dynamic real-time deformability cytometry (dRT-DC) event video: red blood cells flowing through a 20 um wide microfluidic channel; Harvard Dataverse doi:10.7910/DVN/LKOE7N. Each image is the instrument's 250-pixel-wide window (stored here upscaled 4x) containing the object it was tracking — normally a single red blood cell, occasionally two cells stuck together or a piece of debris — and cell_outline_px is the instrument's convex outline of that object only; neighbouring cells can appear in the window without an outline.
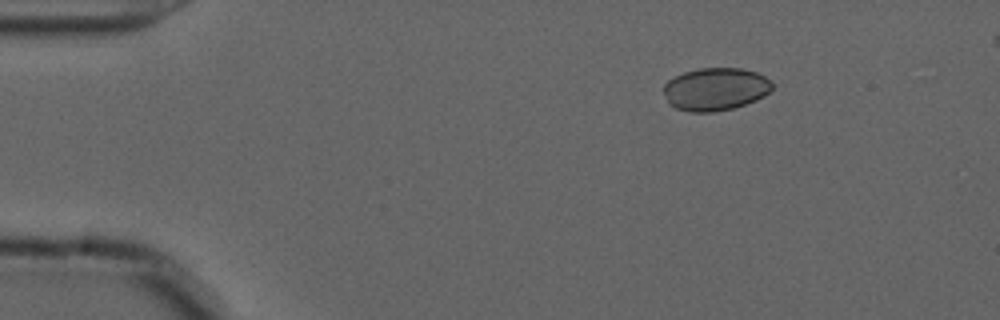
{"species": "common noctule bat (a hibernating species)", "species_latin": "Nyctalus noctula", "temperature_condition": "cold", "stored_images_in_passage": 49, "camera_frame_rate_fps": 3000, "um_per_image_px": 0.085, "animal": {"sex": "male", "forearm_length_mm": 52.5}, "frame": {"image": 1, "passage_image": 1, "time_ms": 0.0, "image_size_px": [1000, 320], "cell_outline_px": [[772, 88], [764, 96], [756, 100], [732, 108], [712, 112], [692, 112], [676, 108], [668, 104], [664, 92], [664, 84], [668, 80], [684, 72], [700, 68], [740, 68], [756, 72], [772, 80]], "centroid_in_image_um": [60.81, 7.57], "position_along_channel_um": 24.2, "area_um2": 26.99}}
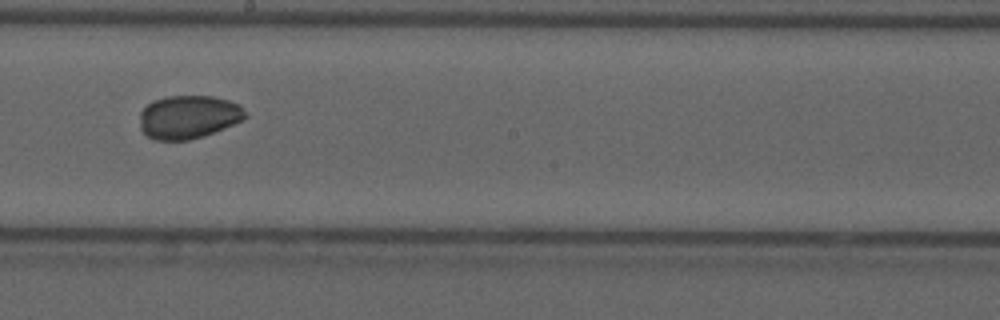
{"frame": {"image": 2, "passage_image": 24, "time_ms": 7.667, "image_size_px": [1000, 320], "cell_outline_px": [[248, 116], [244, 120], [204, 136], [188, 140], [156, 140], [148, 136], [140, 128], [140, 112], [148, 104], [156, 100], [168, 96], [212, 96], [228, 100], [240, 104]], "centroid_in_image_um": [16.05, 9.94], "position_along_channel_um": 232.2, "area_um2": 26.65}}
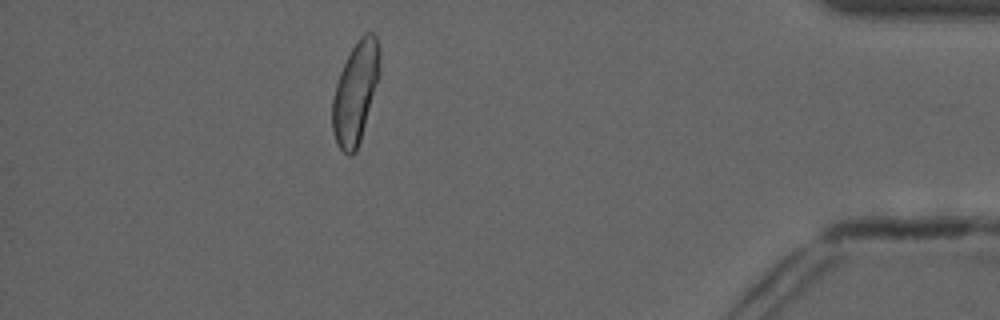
{"frame": {"image": 3, "passage_image": 42, "time_ms": 13.667, "image_size_px": [1000, 320], "cell_outline_px": [[380, 72], [360, 140], [356, 152], [348, 156], [336, 144], [332, 132], [332, 100], [336, 84], [340, 72], [356, 40], [364, 32], [372, 32], [376, 36], [380, 48]], "centroid_in_image_um": [30.21, 7.85], "position_along_channel_um": 405.0, "area_um2": 27.92}, "authors_computed_cell_mechanics": {"area_um2": 27.1082, "velocity_mm_per_s": 3.6852, "shape_relaxation_time_tau1_ms": 2.459, "shape_relaxation_time_tau2_ms": null, "deformation_change_tau1": 0.0943, "deformation_change_tau2": null}}